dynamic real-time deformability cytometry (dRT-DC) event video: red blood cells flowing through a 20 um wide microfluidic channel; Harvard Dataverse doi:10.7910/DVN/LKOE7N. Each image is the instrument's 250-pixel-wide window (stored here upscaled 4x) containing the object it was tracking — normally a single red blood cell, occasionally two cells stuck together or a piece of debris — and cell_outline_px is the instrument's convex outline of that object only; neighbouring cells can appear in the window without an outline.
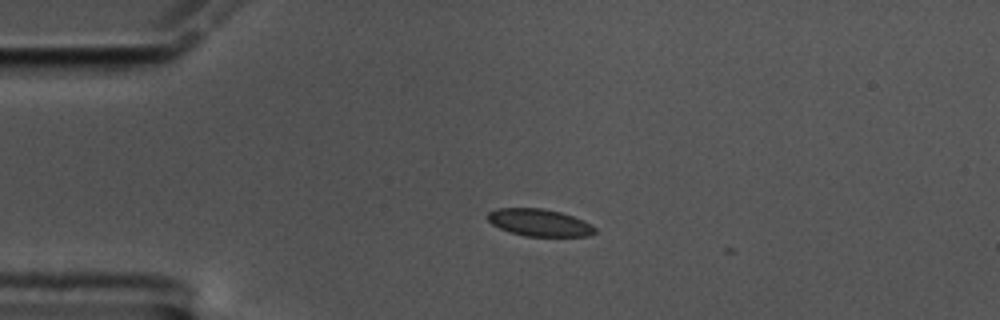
{"species": "common noctule bat (a hibernating species)", "species_latin": "Nyctalus noctula", "temperature_condition": "cold", "stored_images_in_passage": 6, "camera_frame_rate_fps": 3000, "um_per_image_px": 0.085, "animal": {"sex": "male", "body_mass_g": 17.5, "forearm_length_mm": 52.3}, "frame": {"image": 1, "passage_image": 1, "time_ms": 0.0, "image_size_px": [1000, 320], "cell_outline_px": [[596, 232], [588, 236], [524, 236], [508, 232], [492, 224], [488, 220], [488, 212], [496, 208], [540, 208], [560, 212], [584, 220], [592, 224], [596, 228]], "centroid_in_image_um": [45.85, 18.92], "position_along_channel_um": 39.2, "area_um2": 17.05}}